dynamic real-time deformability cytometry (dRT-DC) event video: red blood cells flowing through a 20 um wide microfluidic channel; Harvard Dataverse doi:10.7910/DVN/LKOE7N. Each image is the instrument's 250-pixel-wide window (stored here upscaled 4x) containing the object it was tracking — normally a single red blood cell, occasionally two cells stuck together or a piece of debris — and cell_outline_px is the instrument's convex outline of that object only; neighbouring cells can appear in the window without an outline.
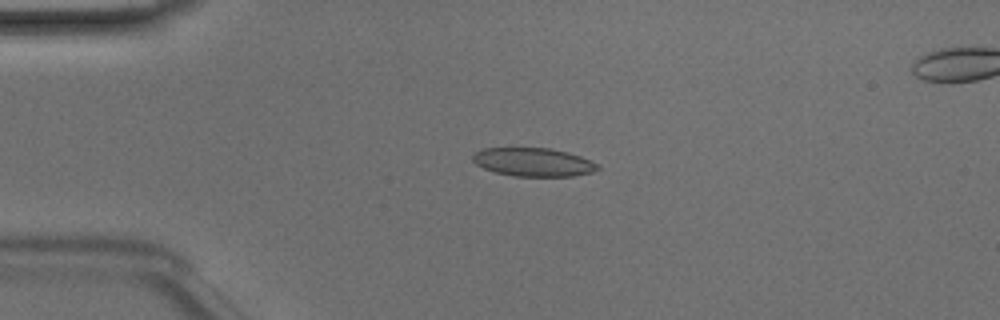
{"species": "Egyptian fruit bat (a non-hibernating species)", "species_latin": "Rousettus aegyptiacus", "temperature_condition": "room temperature", "stored_images_in_passage": 48, "segment_of_instrument_passage": [1, 2], "camera_frame_rate_fps": 3000, "um_per_image_px": 0.085, "animal": {"sex": "male"}, "frame": {"image": 1, "passage_image": 10, "time_ms": 3.0, "image_size_px": [1000, 320], "cell_outline_px": [[600, 168], [592, 172], [572, 176], [516, 176], [496, 172], [484, 168], [476, 164], [472, 160], [472, 156], [476, 152], [484, 148], [548, 148], [568, 152], [580, 156], [600, 164]], "centroid_in_image_um": [45.36, 13.78], "position_along_channel_um": 39.6, "area_um2": 20.63}}
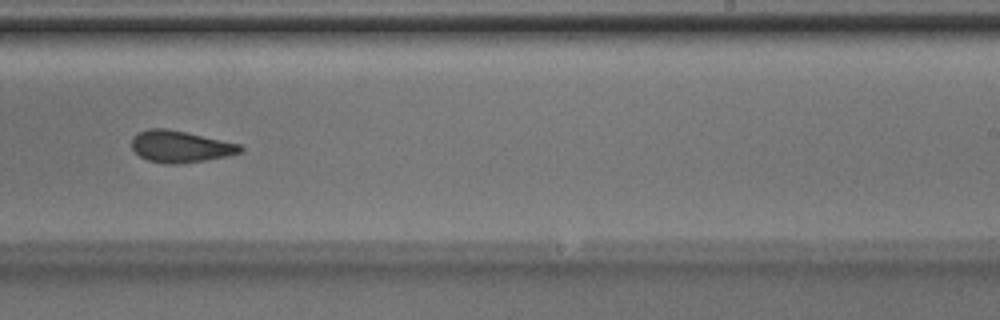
{"frame": {"image": 2, "passage_image": 29, "time_ms": 9.333, "image_size_px": [1000, 320], "cell_outline_px": [[244, 148], [240, 152], [228, 156], [180, 164], [168, 164], [148, 160], [140, 156], [132, 148], [132, 136], [136, 132], [148, 128], [164, 128], [184, 132], [240, 144]], "centroid_in_image_um": [15.29, 12.45], "position_along_channel_um": 273.7, "area_um2": 19.94}}
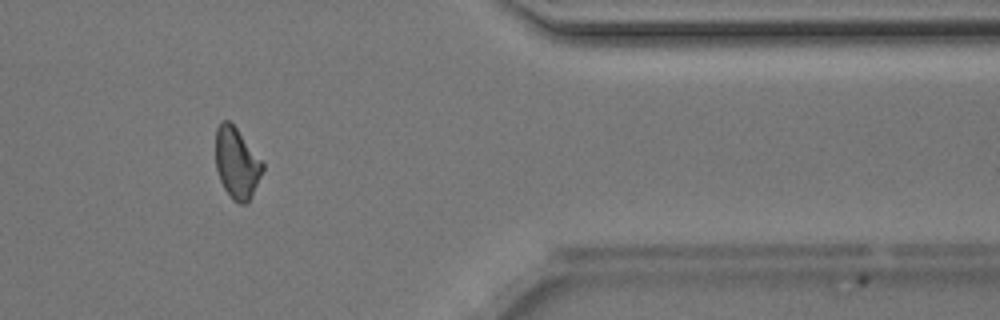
{"frame": {"image": 3, "passage_image": 39, "time_ms": 12.667, "image_size_px": [1000, 320], "cell_outline_px": [[264, 168], [252, 196], [248, 204], [240, 204], [232, 200], [224, 188], [220, 180], [216, 168], [216, 128], [224, 120], [228, 120], [236, 128], [264, 164]], "centroid_in_image_um": [20.12, 13.91], "position_along_channel_um": 391.3, "area_um2": 19.25}}